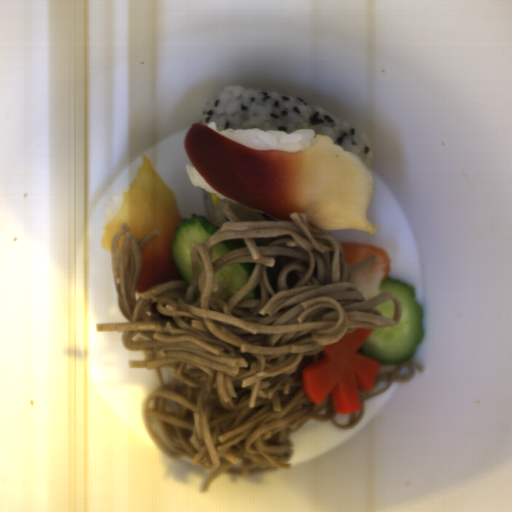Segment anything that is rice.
I'll use <instances>...</instances> for the list:
<instances>
[{
  "label": "rice",
  "instance_id": "rice-4",
  "mask_svg": "<svg viewBox=\"0 0 512 512\" xmlns=\"http://www.w3.org/2000/svg\"><path fill=\"white\" fill-rule=\"evenodd\" d=\"M218 205L215 206L212 199V192H206L203 188V196H202V206H203V212L204 216L208 219V221L213 224L216 227L222 226L223 222L230 221L225 212H224V206L229 203H233L231 201H228L226 199H219Z\"/></svg>",
  "mask_w": 512,
  "mask_h": 512
},
{
  "label": "rice",
  "instance_id": "rice-5",
  "mask_svg": "<svg viewBox=\"0 0 512 512\" xmlns=\"http://www.w3.org/2000/svg\"><path fill=\"white\" fill-rule=\"evenodd\" d=\"M131 187V186H130ZM130 187H125L122 190L113 194L110 199L107 201L105 205V223L106 225L113 219V217L117 214L120 206L122 205Z\"/></svg>",
  "mask_w": 512,
  "mask_h": 512
},
{
  "label": "rice",
  "instance_id": "rice-2",
  "mask_svg": "<svg viewBox=\"0 0 512 512\" xmlns=\"http://www.w3.org/2000/svg\"><path fill=\"white\" fill-rule=\"evenodd\" d=\"M207 126L246 147L255 150L296 152L309 148L316 140V130L313 128L297 129L293 133L282 131H262L258 128L249 130L218 129L216 121Z\"/></svg>",
  "mask_w": 512,
  "mask_h": 512
},
{
  "label": "rice",
  "instance_id": "rice-3",
  "mask_svg": "<svg viewBox=\"0 0 512 512\" xmlns=\"http://www.w3.org/2000/svg\"><path fill=\"white\" fill-rule=\"evenodd\" d=\"M384 268L382 265H367L355 273L352 284L366 301L379 295L380 285L385 276Z\"/></svg>",
  "mask_w": 512,
  "mask_h": 512
},
{
  "label": "rice",
  "instance_id": "rice-6",
  "mask_svg": "<svg viewBox=\"0 0 512 512\" xmlns=\"http://www.w3.org/2000/svg\"><path fill=\"white\" fill-rule=\"evenodd\" d=\"M186 173L190 179V181L192 182V184L196 187H202L204 189L205 192H211V193H214L215 196L217 198H219L220 200H227V201H230L232 203H238L232 199H229L223 195H221L219 192H217L213 187H211L207 182H205L202 177L200 176L199 172L197 171L196 168H193L189 165H186Z\"/></svg>",
  "mask_w": 512,
  "mask_h": 512
},
{
  "label": "rice",
  "instance_id": "rice-1",
  "mask_svg": "<svg viewBox=\"0 0 512 512\" xmlns=\"http://www.w3.org/2000/svg\"><path fill=\"white\" fill-rule=\"evenodd\" d=\"M216 123L219 130L282 131L314 129L316 138L327 136L343 150L353 153L369 170L374 158L366 137L328 112L291 95L244 86L225 87L211 97L198 124Z\"/></svg>",
  "mask_w": 512,
  "mask_h": 512
}]
</instances>
